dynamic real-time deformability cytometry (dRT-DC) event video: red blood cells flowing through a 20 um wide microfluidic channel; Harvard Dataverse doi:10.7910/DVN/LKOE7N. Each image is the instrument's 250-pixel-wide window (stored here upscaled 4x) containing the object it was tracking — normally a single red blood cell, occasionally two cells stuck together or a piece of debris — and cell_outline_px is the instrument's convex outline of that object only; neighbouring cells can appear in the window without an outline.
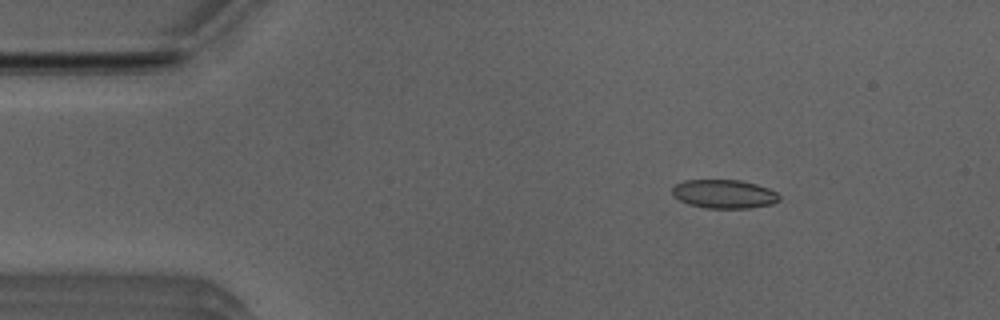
{"species": "Egyptian fruit bat (a non-hibernating species)", "species_latin": "Rousettus aegyptiacus", "temperature_condition": "room temperature", "stored_images_in_passage": 45, "camera_frame_rate_fps": 3000, "um_per_image_px": 0.085, "animal": {"sex": "male"}, "frame": {"image": 1, "passage_image": 5, "time_ms": 1.333, "image_size_px": [1000, 320], "cell_outline_px": [[780, 200], [772, 204], [748, 208], [708, 208], [688, 204], [672, 196], [672, 188], [676, 184], [684, 180], [740, 180], [756, 184], [768, 188], [776, 192], [780, 196]], "centroid_in_image_um": [61.54, 16.49], "position_along_channel_um": 23.5, "area_um2": 17.92}}
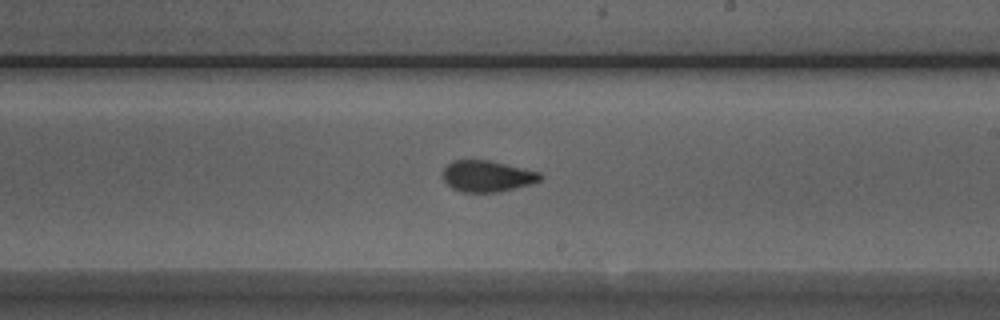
{"frame": {"image": 2, "passage_image": 27, "time_ms": 8.667, "image_size_px": [1000, 320], "cell_outline_px": [[544, 176], [540, 180], [532, 184], [500, 192], [460, 192], [452, 188], [444, 180], [440, 172], [452, 160], [488, 160], [540, 172]], "centroid_in_image_um": [41.4, 14.98], "position_along_channel_um": 247.6, "area_um2": 17.92}}
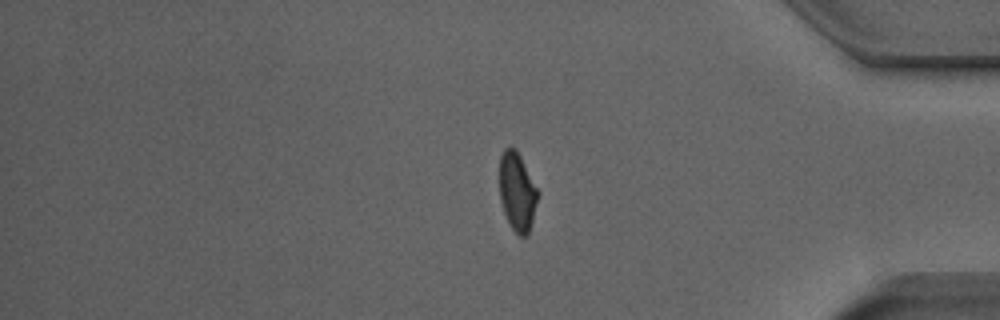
{"frame": {"image": 3, "passage_image": 40, "time_ms": 13.0, "image_size_px": [1000, 320], "cell_outline_px": [[540, 192], [528, 236], [520, 236], [512, 228], [504, 212], [500, 200], [500, 156], [504, 148], [516, 148]], "centroid_in_image_um": [43.98, 16.29], "position_along_channel_um": 391.2, "area_um2": 17.57}, "authors_computed_cell_mechanics": {"area_um2": 18.0336, "velocity_mm_per_s": 3.9638, "shape_relaxation_time_tau1_ms": 7.506, "shape_relaxation_time_tau2_ms": 1.619, "deformation_change_tau1": 0.1608, "deformation_change_tau2": 0.0656}}